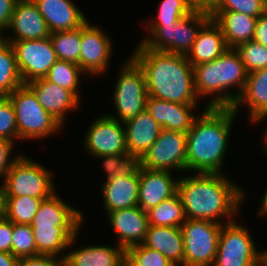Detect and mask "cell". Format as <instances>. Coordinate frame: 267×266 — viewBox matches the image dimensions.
<instances>
[{
	"label": "cell",
	"instance_id": "1",
	"mask_svg": "<svg viewBox=\"0 0 267 266\" xmlns=\"http://www.w3.org/2000/svg\"><path fill=\"white\" fill-rule=\"evenodd\" d=\"M221 174L196 173L178 180L186 219L230 223L246 197L243 189ZM228 217L226 222L219 219Z\"/></svg>",
	"mask_w": 267,
	"mask_h": 266
},
{
	"label": "cell",
	"instance_id": "2",
	"mask_svg": "<svg viewBox=\"0 0 267 266\" xmlns=\"http://www.w3.org/2000/svg\"><path fill=\"white\" fill-rule=\"evenodd\" d=\"M131 57L144 72L148 96L180 104H198L194 70L186 55L155 51L140 43Z\"/></svg>",
	"mask_w": 267,
	"mask_h": 266
},
{
	"label": "cell",
	"instance_id": "3",
	"mask_svg": "<svg viewBox=\"0 0 267 266\" xmlns=\"http://www.w3.org/2000/svg\"><path fill=\"white\" fill-rule=\"evenodd\" d=\"M204 110L187 132L186 171L221 174L236 112L233 108Z\"/></svg>",
	"mask_w": 267,
	"mask_h": 266
},
{
	"label": "cell",
	"instance_id": "4",
	"mask_svg": "<svg viewBox=\"0 0 267 266\" xmlns=\"http://www.w3.org/2000/svg\"><path fill=\"white\" fill-rule=\"evenodd\" d=\"M210 18L208 10L195 8L176 24H146L149 35L140 43L155 51L187 55L200 28Z\"/></svg>",
	"mask_w": 267,
	"mask_h": 266
},
{
	"label": "cell",
	"instance_id": "5",
	"mask_svg": "<svg viewBox=\"0 0 267 266\" xmlns=\"http://www.w3.org/2000/svg\"><path fill=\"white\" fill-rule=\"evenodd\" d=\"M7 97L15 111L18 139H44L63 127L40 105L36 95L26 84L16 88Z\"/></svg>",
	"mask_w": 267,
	"mask_h": 266
},
{
	"label": "cell",
	"instance_id": "6",
	"mask_svg": "<svg viewBox=\"0 0 267 266\" xmlns=\"http://www.w3.org/2000/svg\"><path fill=\"white\" fill-rule=\"evenodd\" d=\"M53 173L31 158L19 155L1 184L2 197L48 198L55 191Z\"/></svg>",
	"mask_w": 267,
	"mask_h": 266
},
{
	"label": "cell",
	"instance_id": "7",
	"mask_svg": "<svg viewBox=\"0 0 267 266\" xmlns=\"http://www.w3.org/2000/svg\"><path fill=\"white\" fill-rule=\"evenodd\" d=\"M128 59L120 69L121 73H119L120 76L116 81L115 91L113 92L114 109L118 116L107 114L120 122H125L146 110L148 98L142 68L132 57Z\"/></svg>",
	"mask_w": 267,
	"mask_h": 266
},
{
	"label": "cell",
	"instance_id": "8",
	"mask_svg": "<svg viewBox=\"0 0 267 266\" xmlns=\"http://www.w3.org/2000/svg\"><path fill=\"white\" fill-rule=\"evenodd\" d=\"M222 224L186 219L181 225L184 243V266H213Z\"/></svg>",
	"mask_w": 267,
	"mask_h": 266
},
{
	"label": "cell",
	"instance_id": "9",
	"mask_svg": "<svg viewBox=\"0 0 267 266\" xmlns=\"http://www.w3.org/2000/svg\"><path fill=\"white\" fill-rule=\"evenodd\" d=\"M256 248L245 226L236 220L222 224L213 266H261V251Z\"/></svg>",
	"mask_w": 267,
	"mask_h": 266
},
{
	"label": "cell",
	"instance_id": "10",
	"mask_svg": "<svg viewBox=\"0 0 267 266\" xmlns=\"http://www.w3.org/2000/svg\"><path fill=\"white\" fill-rule=\"evenodd\" d=\"M187 134L162 129L141 158V167L159 171H186Z\"/></svg>",
	"mask_w": 267,
	"mask_h": 266
},
{
	"label": "cell",
	"instance_id": "11",
	"mask_svg": "<svg viewBox=\"0 0 267 266\" xmlns=\"http://www.w3.org/2000/svg\"><path fill=\"white\" fill-rule=\"evenodd\" d=\"M23 84L45 78L58 60L50 37L36 40L9 41Z\"/></svg>",
	"mask_w": 267,
	"mask_h": 266
},
{
	"label": "cell",
	"instance_id": "12",
	"mask_svg": "<svg viewBox=\"0 0 267 266\" xmlns=\"http://www.w3.org/2000/svg\"><path fill=\"white\" fill-rule=\"evenodd\" d=\"M105 114L90 124L84 136V146L96 158L128 153L123 122Z\"/></svg>",
	"mask_w": 267,
	"mask_h": 266
},
{
	"label": "cell",
	"instance_id": "13",
	"mask_svg": "<svg viewBox=\"0 0 267 266\" xmlns=\"http://www.w3.org/2000/svg\"><path fill=\"white\" fill-rule=\"evenodd\" d=\"M88 20L81 26L79 67L88 75L106 72L112 54V42L105 32Z\"/></svg>",
	"mask_w": 267,
	"mask_h": 266
},
{
	"label": "cell",
	"instance_id": "14",
	"mask_svg": "<svg viewBox=\"0 0 267 266\" xmlns=\"http://www.w3.org/2000/svg\"><path fill=\"white\" fill-rule=\"evenodd\" d=\"M170 171L139 170L138 207L147 212L178 193V179Z\"/></svg>",
	"mask_w": 267,
	"mask_h": 266
},
{
	"label": "cell",
	"instance_id": "15",
	"mask_svg": "<svg viewBox=\"0 0 267 266\" xmlns=\"http://www.w3.org/2000/svg\"><path fill=\"white\" fill-rule=\"evenodd\" d=\"M111 228L119 237L118 245L125 251L144 242L149 227L147 212L136 206L107 214Z\"/></svg>",
	"mask_w": 267,
	"mask_h": 266
},
{
	"label": "cell",
	"instance_id": "16",
	"mask_svg": "<svg viewBox=\"0 0 267 266\" xmlns=\"http://www.w3.org/2000/svg\"><path fill=\"white\" fill-rule=\"evenodd\" d=\"M14 33L8 41L36 40L50 37V30L45 19L38 11L33 0H18L7 28ZM13 37V38H12Z\"/></svg>",
	"mask_w": 267,
	"mask_h": 266
},
{
	"label": "cell",
	"instance_id": "17",
	"mask_svg": "<svg viewBox=\"0 0 267 266\" xmlns=\"http://www.w3.org/2000/svg\"><path fill=\"white\" fill-rule=\"evenodd\" d=\"M26 85L34 92L40 105L62 125L65 123L67 113L80 105L81 100L71 91L45 78L33 80Z\"/></svg>",
	"mask_w": 267,
	"mask_h": 266
},
{
	"label": "cell",
	"instance_id": "18",
	"mask_svg": "<svg viewBox=\"0 0 267 266\" xmlns=\"http://www.w3.org/2000/svg\"><path fill=\"white\" fill-rule=\"evenodd\" d=\"M196 105L198 104H180L148 96L146 110L162 129L187 134L197 117L193 114L194 108L198 109Z\"/></svg>",
	"mask_w": 267,
	"mask_h": 266
},
{
	"label": "cell",
	"instance_id": "19",
	"mask_svg": "<svg viewBox=\"0 0 267 266\" xmlns=\"http://www.w3.org/2000/svg\"><path fill=\"white\" fill-rule=\"evenodd\" d=\"M79 209L69 206L65 201L53 193L43 199L37 213L30 223L31 227H81L83 214Z\"/></svg>",
	"mask_w": 267,
	"mask_h": 266
},
{
	"label": "cell",
	"instance_id": "20",
	"mask_svg": "<svg viewBox=\"0 0 267 266\" xmlns=\"http://www.w3.org/2000/svg\"><path fill=\"white\" fill-rule=\"evenodd\" d=\"M50 32L74 30L87 19L71 0H33Z\"/></svg>",
	"mask_w": 267,
	"mask_h": 266
},
{
	"label": "cell",
	"instance_id": "21",
	"mask_svg": "<svg viewBox=\"0 0 267 266\" xmlns=\"http://www.w3.org/2000/svg\"><path fill=\"white\" fill-rule=\"evenodd\" d=\"M193 70L198 98L214 94L206 107L224 108L223 54L216 60L193 66Z\"/></svg>",
	"mask_w": 267,
	"mask_h": 266
},
{
	"label": "cell",
	"instance_id": "22",
	"mask_svg": "<svg viewBox=\"0 0 267 266\" xmlns=\"http://www.w3.org/2000/svg\"><path fill=\"white\" fill-rule=\"evenodd\" d=\"M101 187L106 214L138 206L139 171L126 177H110Z\"/></svg>",
	"mask_w": 267,
	"mask_h": 266
},
{
	"label": "cell",
	"instance_id": "23",
	"mask_svg": "<svg viewBox=\"0 0 267 266\" xmlns=\"http://www.w3.org/2000/svg\"><path fill=\"white\" fill-rule=\"evenodd\" d=\"M228 49L220 26L210 18L199 30L186 57L192 66L216 60Z\"/></svg>",
	"mask_w": 267,
	"mask_h": 266
},
{
	"label": "cell",
	"instance_id": "24",
	"mask_svg": "<svg viewBox=\"0 0 267 266\" xmlns=\"http://www.w3.org/2000/svg\"><path fill=\"white\" fill-rule=\"evenodd\" d=\"M126 146L129 153L140 158L149 150L160 134L162 127L150 116L147 110L123 122Z\"/></svg>",
	"mask_w": 267,
	"mask_h": 266
},
{
	"label": "cell",
	"instance_id": "25",
	"mask_svg": "<svg viewBox=\"0 0 267 266\" xmlns=\"http://www.w3.org/2000/svg\"><path fill=\"white\" fill-rule=\"evenodd\" d=\"M142 244L161 252L175 266H184V243L181 227L149 225Z\"/></svg>",
	"mask_w": 267,
	"mask_h": 266
},
{
	"label": "cell",
	"instance_id": "26",
	"mask_svg": "<svg viewBox=\"0 0 267 266\" xmlns=\"http://www.w3.org/2000/svg\"><path fill=\"white\" fill-rule=\"evenodd\" d=\"M220 26L228 48L253 40L257 17L238 12H209Z\"/></svg>",
	"mask_w": 267,
	"mask_h": 266
},
{
	"label": "cell",
	"instance_id": "27",
	"mask_svg": "<svg viewBox=\"0 0 267 266\" xmlns=\"http://www.w3.org/2000/svg\"><path fill=\"white\" fill-rule=\"evenodd\" d=\"M32 230L36 254L51 255L58 259V255L61 253L59 259L63 261L66 256L63 251L73 246L80 227H32Z\"/></svg>",
	"mask_w": 267,
	"mask_h": 266
},
{
	"label": "cell",
	"instance_id": "28",
	"mask_svg": "<svg viewBox=\"0 0 267 266\" xmlns=\"http://www.w3.org/2000/svg\"><path fill=\"white\" fill-rule=\"evenodd\" d=\"M62 266H119L125 260V250L118 244L91 245L67 251Z\"/></svg>",
	"mask_w": 267,
	"mask_h": 266
},
{
	"label": "cell",
	"instance_id": "29",
	"mask_svg": "<svg viewBox=\"0 0 267 266\" xmlns=\"http://www.w3.org/2000/svg\"><path fill=\"white\" fill-rule=\"evenodd\" d=\"M242 104L248 107L251 122L267 107V68L247 73L245 88L232 107L236 113Z\"/></svg>",
	"mask_w": 267,
	"mask_h": 266
},
{
	"label": "cell",
	"instance_id": "30",
	"mask_svg": "<svg viewBox=\"0 0 267 266\" xmlns=\"http://www.w3.org/2000/svg\"><path fill=\"white\" fill-rule=\"evenodd\" d=\"M223 72L224 108H232L242 94L247 79V72L235 48H228L223 53ZM235 87V92H231L230 88L234 89Z\"/></svg>",
	"mask_w": 267,
	"mask_h": 266
},
{
	"label": "cell",
	"instance_id": "31",
	"mask_svg": "<svg viewBox=\"0 0 267 266\" xmlns=\"http://www.w3.org/2000/svg\"><path fill=\"white\" fill-rule=\"evenodd\" d=\"M22 85L14 49L5 37L0 36V94L9 96Z\"/></svg>",
	"mask_w": 267,
	"mask_h": 266
},
{
	"label": "cell",
	"instance_id": "32",
	"mask_svg": "<svg viewBox=\"0 0 267 266\" xmlns=\"http://www.w3.org/2000/svg\"><path fill=\"white\" fill-rule=\"evenodd\" d=\"M149 225L160 227H181L186 221L182 200L177 193L147 211Z\"/></svg>",
	"mask_w": 267,
	"mask_h": 266
},
{
	"label": "cell",
	"instance_id": "33",
	"mask_svg": "<svg viewBox=\"0 0 267 266\" xmlns=\"http://www.w3.org/2000/svg\"><path fill=\"white\" fill-rule=\"evenodd\" d=\"M43 199L46 198L2 197L1 214L14 224H30Z\"/></svg>",
	"mask_w": 267,
	"mask_h": 266
},
{
	"label": "cell",
	"instance_id": "34",
	"mask_svg": "<svg viewBox=\"0 0 267 266\" xmlns=\"http://www.w3.org/2000/svg\"><path fill=\"white\" fill-rule=\"evenodd\" d=\"M50 40L57 59L79 65L81 52V26L74 30L52 32Z\"/></svg>",
	"mask_w": 267,
	"mask_h": 266
},
{
	"label": "cell",
	"instance_id": "35",
	"mask_svg": "<svg viewBox=\"0 0 267 266\" xmlns=\"http://www.w3.org/2000/svg\"><path fill=\"white\" fill-rule=\"evenodd\" d=\"M81 74H86L77 64L57 60L49 69L45 79L49 82L71 91L79 100V81Z\"/></svg>",
	"mask_w": 267,
	"mask_h": 266
},
{
	"label": "cell",
	"instance_id": "36",
	"mask_svg": "<svg viewBox=\"0 0 267 266\" xmlns=\"http://www.w3.org/2000/svg\"><path fill=\"white\" fill-rule=\"evenodd\" d=\"M103 159V169L110 177H126L135 175L141 168V158L133 153L99 156Z\"/></svg>",
	"mask_w": 267,
	"mask_h": 266
},
{
	"label": "cell",
	"instance_id": "37",
	"mask_svg": "<svg viewBox=\"0 0 267 266\" xmlns=\"http://www.w3.org/2000/svg\"><path fill=\"white\" fill-rule=\"evenodd\" d=\"M159 5L157 18L154 17L148 24H176L195 9L189 0H162Z\"/></svg>",
	"mask_w": 267,
	"mask_h": 266
},
{
	"label": "cell",
	"instance_id": "38",
	"mask_svg": "<svg viewBox=\"0 0 267 266\" xmlns=\"http://www.w3.org/2000/svg\"><path fill=\"white\" fill-rule=\"evenodd\" d=\"M247 73L267 68V46L250 40L235 48Z\"/></svg>",
	"mask_w": 267,
	"mask_h": 266
},
{
	"label": "cell",
	"instance_id": "39",
	"mask_svg": "<svg viewBox=\"0 0 267 266\" xmlns=\"http://www.w3.org/2000/svg\"><path fill=\"white\" fill-rule=\"evenodd\" d=\"M125 260L129 266H175L161 252L143 244L128 248L125 251Z\"/></svg>",
	"mask_w": 267,
	"mask_h": 266
},
{
	"label": "cell",
	"instance_id": "40",
	"mask_svg": "<svg viewBox=\"0 0 267 266\" xmlns=\"http://www.w3.org/2000/svg\"><path fill=\"white\" fill-rule=\"evenodd\" d=\"M11 253L19 258L36 255V244L30 224H14Z\"/></svg>",
	"mask_w": 267,
	"mask_h": 266
},
{
	"label": "cell",
	"instance_id": "41",
	"mask_svg": "<svg viewBox=\"0 0 267 266\" xmlns=\"http://www.w3.org/2000/svg\"><path fill=\"white\" fill-rule=\"evenodd\" d=\"M267 10V0H218L209 12H238L259 17Z\"/></svg>",
	"mask_w": 267,
	"mask_h": 266
},
{
	"label": "cell",
	"instance_id": "42",
	"mask_svg": "<svg viewBox=\"0 0 267 266\" xmlns=\"http://www.w3.org/2000/svg\"><path fill=\"white\" fill-rule=\"evenodd\" d=\"M0 138L12 142L18 140L15 111L7 96L0 99Z\"/></svg>",
	"mask_w": 267,
	"mask_h": 266
},
{
	"label": "cell",
	"instance_id": "43",
	"mask_svg": "<svg viewBox=\"0 0 267 266\" xmlns=\"http://www.w3.org/2000/svg\"><path fill=\"white\" fill-rule=\"evenodd\" d=\"M14 143L12 141L0 138V177H3L2 182L6 176V173L10 170L13 162L19 156H15V158L9 159L11 153L14 149Z\"/></svg>",
	"mask_w": 267,
	"mask_h": 266
},
{
	"label": "cell",
	"instance_id": "44",
	"mask_svg": "<svg viewBox=\"0 0 267 266\" xmlns=\"http://www.w3.org/2000/svg\"><path fill=\"white\" fill-rule=\"evenodd\" d=\"M17 266H62V261L51 255L36 254L19 258Z\"/></svg>",
	"mask_w": 267,
	"mask_h": 266
},
{
	"label": "cell",
	"instance_id": "45",
	"mask_svg": "<svg viewBox=\"0 0 267 266\" xmlns=\"http://www.w3.org/2000/svg\"><path fill=\"white\" fill-rule=\"evenodd\" d=\"M13 223L0 215V252L11 253Z\"/></svg>",
	"mask_w": 267,
	"mask_h": 266
},
{
	"label": "cell",
	"instance_id": "46",
	"mask_svg": "<svg viewBox=\"0 0 267 266\" xmlns=\"http://www.w3.org/2000/svg\"><path fill=\"white\" fill-rule=\"evenodd\" d=\"M18 0H0V36L10 25L15 4Z\"/></svg>",
	"mask_w": 267,
	"mask_h": 266
},
{
	"label": "cell",
	"instance_id": "47",
	"mask_svg": "<svg viewBox=\"0 0 267 266\" xmlns=\"http://www.w3.org/2000/svg\"><path fill=\"white\" fill-rule=\"evenodd\" d=\"M253 40L267 46V10L257 18Z\"/></svg>",
	"mask_w": 267,
	"mask_h": 266
},
{
	"label": "cell",
	"instance_id": "48",
	"mask_svg": "<svg viewBox=\"0 0 267 266\" xmlns=\"http://www.w3.org/2000/svg\"><path fill=\"white\" fill-rule=\"evenodd\" d=\"M18 258L12 253L0 252V266H17Z\"/></svg>",
	"mask_w": 267,
	"mask_h": 266
},
{
	"label": "cell",
	"instance_id": "49",
	"mask_svg": "<svg viewBox=\"0 0 267 266\" xmlns=\"http://www.w3.org/2000/svg\"><path fill=\"white\" fill-rule=\"evenodd\" d=\"M189 1L195 8L210 11L218 0H189Z\"/></svg>",
	"mask_w": 267,
	"mask_h": 266
},
{
	"label": "cell",
	"instance_id": "50",
	"mask_svg": "<svg viewBox=\"0 0 267 266\" xmlns=\"http://www.w3.org/2000/svg\"><path fill=\"white\" fill-rule=\"evenodd\" d=\"M264 153L267 154V150L264 151ZM260 208H259V216H267V189L265 190L264 196L262 198V202L260 204Z\"/></svg>",
	"mask_w": 267,
	"mask_h": 266
},
{
	"label": "cell",
	"instance_id": "51",
	"mask_svg": "<svg viewBox=\"0 0 267 266\" xmlns=\"http://www.w3.org/2000/svg\"><path fill=\"white\" fill-rule=\"evenodd\" d=\"M265 118H267V113H260L253 121L255 123H259L260 121L264 120ZM264 136V141L265 144H263L264 148L263 151L267 150V130H265V134H263Z\"/></svg>",
	"mask_w": 267,
	"mask_h": 266
},
{
	"label": "cell",
	"instance_id": "52",
	"mask_svg": "<svg viewBox=\"0 0 267 266\" xmlns=\"http://www.w3.org/2000/svg\"><path fill=\"white\" fill-rule=\"evenodd\" d=\"M261 266H267V249L261 251Z\"/></svg>",
	"mask_w": 267,
	"mask_h": 266
},
{
	"label": "cell",
	"instance_id": "53",
	"mask_svg": "<svg viewBox=\"0 0 267 266\" xmlns=\"http://www.w3.org/2000/svg\"><path fill=\"white\" fill-rule=\"evenodd\" d=\"M1 203H2V192H1V186H0V215H1Z\"/></svg>",
	"mask_w": 267,
	"mask_h": 266
},
{
	"label": "cell",
	"instance_id": "54",
	"mask_svg": "<svg viewBox=\"0 0 267 266\" xmlns=\"http://www.w3.org/2000/svg\"><path fill=\"white\" fill-rule=\"evenodd\" d=\"M119 266H129V264L126 260H124Z\"/></svg>",
	"mask_w": 267,
	"mask_h": 266
},
{
	"label": "cell",
	"instance_id": "55",
	"mask_svg": "<svg viewBox=\"0 0 267 266\" xmlns=\"http://www.w3.org/2000/svg\"><path fill=\"white\" fill-rule=\"evenodd\" d=\"M261 113H267V107Z\"/></svg>",
	"mask_w": 267,
	"mask_h": 266
}]
</instances>
